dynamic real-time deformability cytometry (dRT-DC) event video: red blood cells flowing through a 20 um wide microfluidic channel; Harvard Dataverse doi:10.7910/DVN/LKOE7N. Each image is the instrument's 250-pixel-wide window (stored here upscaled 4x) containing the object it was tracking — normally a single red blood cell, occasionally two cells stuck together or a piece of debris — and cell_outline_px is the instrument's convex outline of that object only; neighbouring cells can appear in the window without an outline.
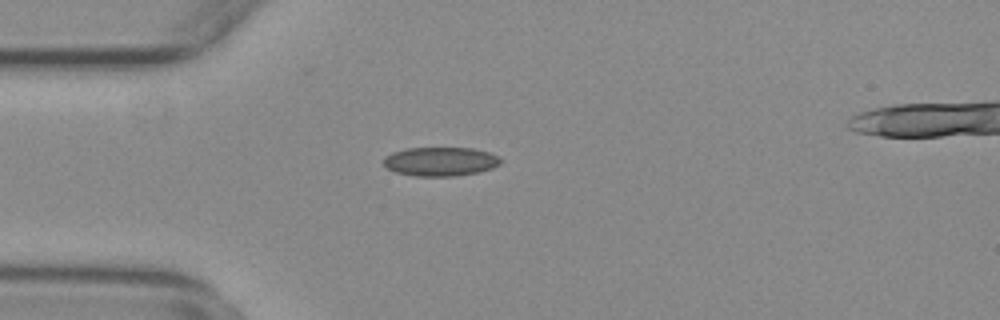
{"species": "common noctule bat (a hibernating species)", "species_latin": "Nyctalus noctula", "temperature_condition": "warm", "stored_images_in_passage": 35, "camera_frame_rate_fps": 3000, "um_per_image_px": 0.085, "animal": {"sex": "female", "body_mass_g": 29.2, "forearm_length_mm": 56.3}, "frame": {"image": 1, "passage_image": 3, "time_ms": 0.667, "image_size_px": [1000, 320], "cell_outline_px": [[504, 160], [500, 164], [492, 168], [476, 172], [456, 176], [416, 176], [396, 172], [388, 168], [384, 164], [384, 156], [392, 152], [408, 148], [472, 148], [488, 152], [500, 156]], "centroid_in_image_um": [37.46, 13.72], "position_along_channel_um": 47.5, "area_um2": 19.77}}
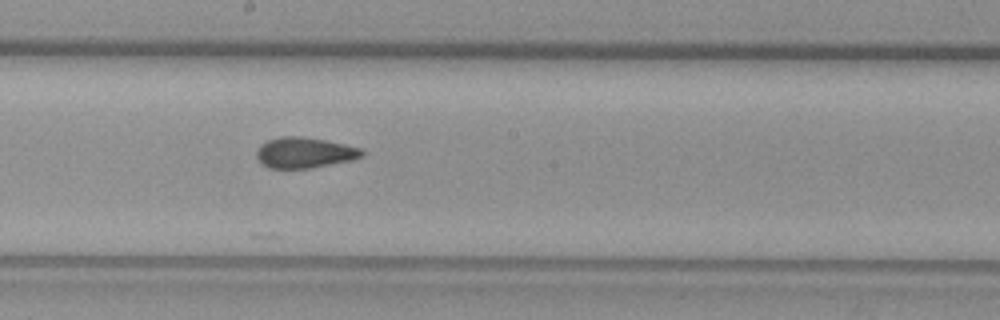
{"frame": {"image": 2, "passage_image": 18, "time_ms": 5.667, "image_size_px": [1000, 320], "cell_outline_px": [[364, 156], [352, 160], [312, 168], [268, 168], [260, 164], [256, 156], [256, 148], [260, 144], [268, 140], [280, 136], [300, 136], [324, 140], [364, 148]], "centroid_in_image_um": [25.87, 12.98], "position_along_channel_um": 222.3, "area_um2": 19.13}}
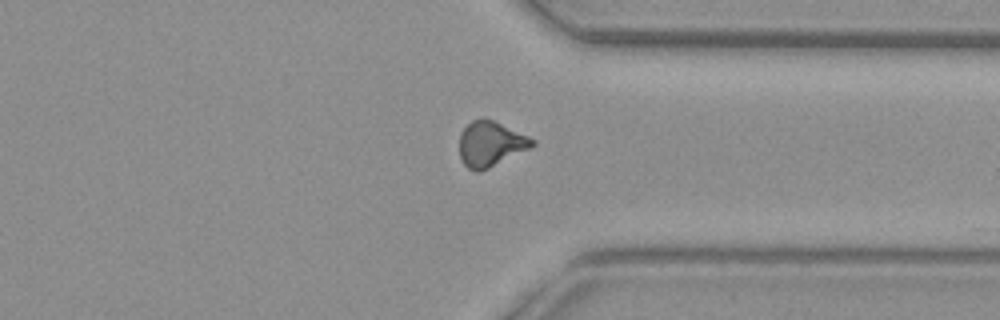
{"frame": {"image": 3, "passage_image": 30, "time_ms": 9.667, "image_size_px": [1000, 320], "cell_outline_px": [[536, 144], [480, 172], [476, 172], [468, 168], [464, 164], [460, 156], [460, 132], [472, 120], [484, 116], [528, 136], [536, 140]], "centroid_in_image_um": [41.67, 12.21], "position_along_channel_um": 369.7, "area_um2": 18.96}, "authors_computed_cell_mechanics": {"area_um2": 18.9584, "velocity_mm_per_s": 3.7468, "shape_relaxation_time_tau1_ms": null, "shape_relaxation_time_tau2_ms": 1.7198, "deformation_change_tau1": null, "deformation_change_tau2": 0.079}}